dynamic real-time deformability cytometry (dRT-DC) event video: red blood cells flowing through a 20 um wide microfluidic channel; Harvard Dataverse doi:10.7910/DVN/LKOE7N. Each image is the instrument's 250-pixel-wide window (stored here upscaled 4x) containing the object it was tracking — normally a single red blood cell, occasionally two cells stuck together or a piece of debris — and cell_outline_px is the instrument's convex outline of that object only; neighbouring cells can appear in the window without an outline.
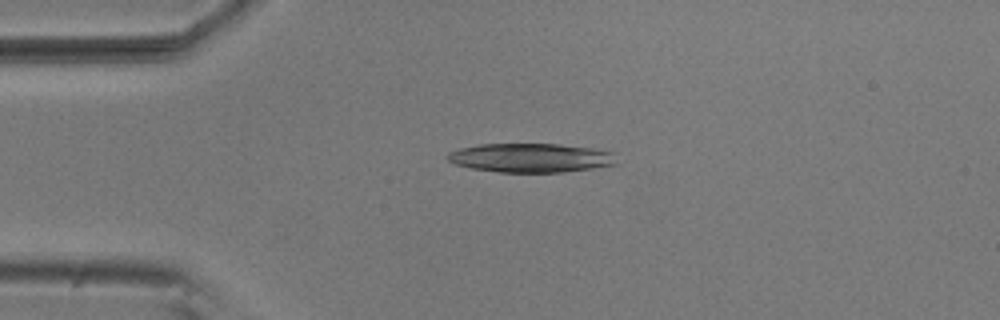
{"species": "common noctule bat (a hibernating species)", "species_latin": "Nyctalus noctula", "temperature_condition": "room temperature", "stored_images_in_passage": 4, "camera_frame_rate_fps": 3000, "um_per_image_px": 0.085, "animal": {"sex": "male", "body_mass_g": 20.5, "forearm_length_mm": 52.5}, "frame": {"image": 1, "passage_image": 4, "time_ms": 1.0, "image_size_px": [1000, 320], "cell_outline_px": [[620, 164], [564, 172], [500, 172], [472, 168], [456, 164], [448, 160], [444, 156], [448, 152], [460, 148], [480, 144], [560, 144], [592, 148], [612, 152]], "centroid_in_image_um": [45.13, 13.41], "position_along_channel_um": 39.9, "area_um2": 28.67}}